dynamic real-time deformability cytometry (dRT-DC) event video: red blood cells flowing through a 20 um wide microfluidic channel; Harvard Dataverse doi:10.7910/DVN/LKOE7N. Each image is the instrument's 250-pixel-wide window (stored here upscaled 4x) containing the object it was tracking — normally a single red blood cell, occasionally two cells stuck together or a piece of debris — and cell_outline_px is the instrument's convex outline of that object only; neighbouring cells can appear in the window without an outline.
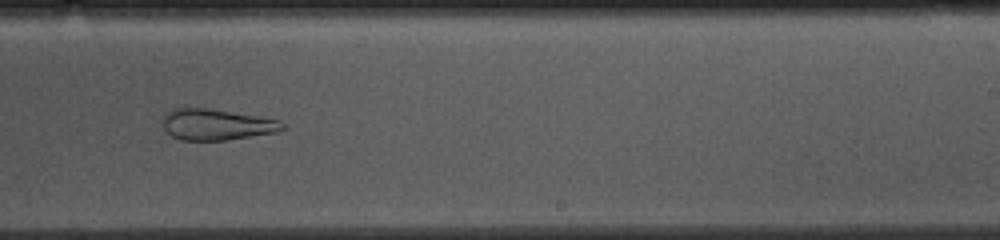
{"species": "common noctule bat (a hibernating species)", "species_latin": "Nyctalus noctula", "temperature_condition": "cold", "stored_images_in_passage": 52, "camera_frame_rate_fps": 3000, "um_per_image_px": 0.085, "animal": {"sex": "female", "body_mass_g": 10.0, "forearm_length_mm": 53.1}, "frame": {"image": 1, "passage_image": 31, "time_ms": 10.0, "image_size_px": [1000, 240], "cell_outline_px": [[288, 128], [280, 132], [228, 140], [180, 140], [172, 136], [164, 128], [164, 116], [172, 108], [204, 108], [256, 116], [280, 120]], "centroid_in_image_um": [18.47, 10.6], "position_along_channel_um": 270.5, "area_um2": 21.62}}
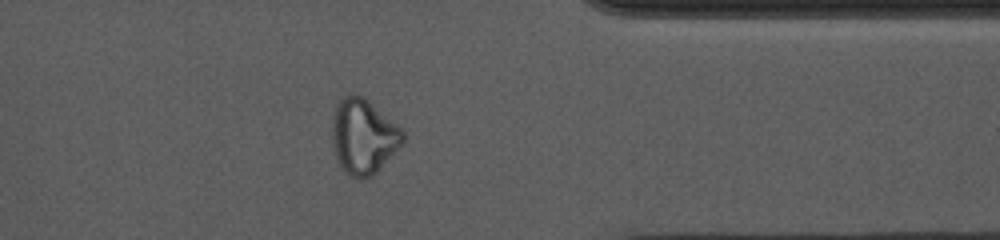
{"frame": {"image": 2, "passage_image": 41, "time_ms": 13.333, "image_size_px": [1000, 240], "cell_outline_px": [[404, 144], [376, 172], [360, 180], [356, 180], [348, 176], [344, 172], [336, 156], [332, 136], [332, 116], [336, 104], [344, 96], [352, 92], [368, 100], [404, 128]], "centroid_in_image_um": [30.91, 11.59], "position_along_channel_um": 380.5, "area_um2": 31.39}}
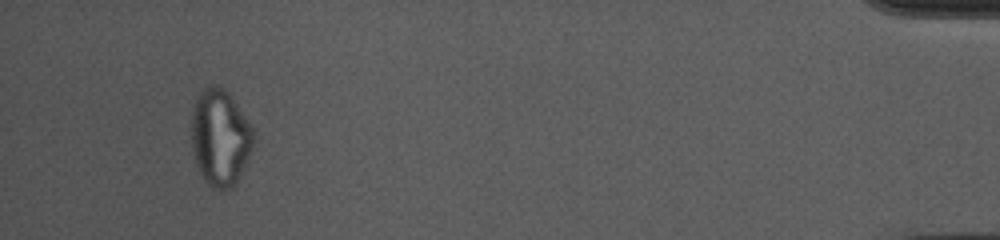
{"frame": {"image": 3, "passage_image": 49, "time_ms": 16.0, "image_size_px": [1000, 240], "cell_outline_px": [[256, 140], [240, 176], [236, 184], [232, 188], [212, 188], [204, 180], [196, 164], [192, 152], [192, 112], [196, 96], [204, 88], [212, 84], [224, 88], [228, 92], [256, 128]], "centroid_in_image_um": [18.75, 11.67], "position_along_channel_um": 416.4, "area_um2": 35.55}, "authors_computed_cell_mechanics": {"area_um2": 26.7325, "velocity_mm_per_s": 3.7026, "shape_relaxation_time_tau1_ms": null, "shape_relaxation_time_tau2_ms": 3.7043, "deformation_change_tau1": null, "deformation_change_tau2": 0.1188}}